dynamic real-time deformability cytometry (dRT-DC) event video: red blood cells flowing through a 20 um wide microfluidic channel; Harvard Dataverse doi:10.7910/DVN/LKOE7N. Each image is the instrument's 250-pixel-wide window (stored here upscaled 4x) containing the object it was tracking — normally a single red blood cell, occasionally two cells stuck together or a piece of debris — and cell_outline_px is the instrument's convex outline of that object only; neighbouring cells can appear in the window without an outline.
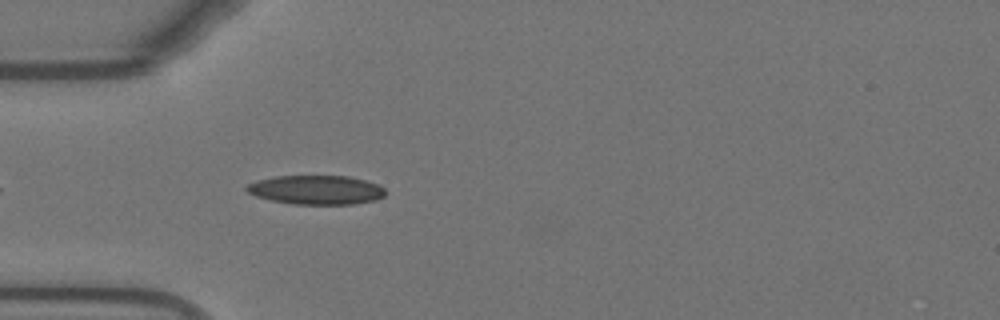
{"species": "Egyptian fruit bat (a non-hibernating species)", "species_latin": "Rousettus aegyptiacus", "temperature_condition": "warm", "stored_images_in_passage": 37, "camera_frame_rate_fps": 3000, "um_per_image_px": 0.085, "animal": {"sex": "female"}, "frame": {"image": 1, "passage_image": 4, "time_ms": 1.0, "image_size_px": [1000, 320], "cell_outline_px": [[388, 192], [384, 196], [376, 200], [352, 204], [292, 204], [272, 200], [256, 196], [248, 192], [244, 188], [248, 184], [256, 180], [276, 176], [348, 176], [380, 184]], "centroid_in_image_um": [26.91, 16.14], "position_along_channel_um": 58.1, "area_um2": 23.64}}
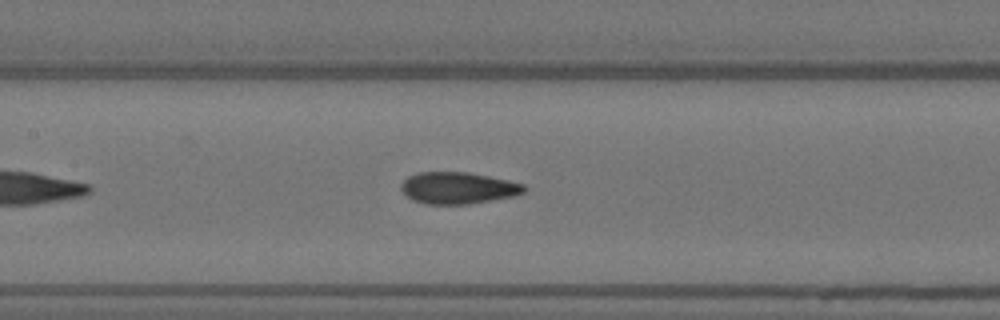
{"frame": {"image": 2, "passage_image": 13, "time_ms": 4.0, "image_size_px": [1000, 320], "cell_outline_px": [[524, 192], [516, 196], [468, 204], [424, 204], [412, 200], [404, 196], [400, 188], [400, 184], [408, 176], [416, 172], [468, 172], [508, 180], [524, 184]], "centroid_in_image_um": [38.88, 15.98], "position_along_channel_um": 168.5, "area_um2": 22.95}}
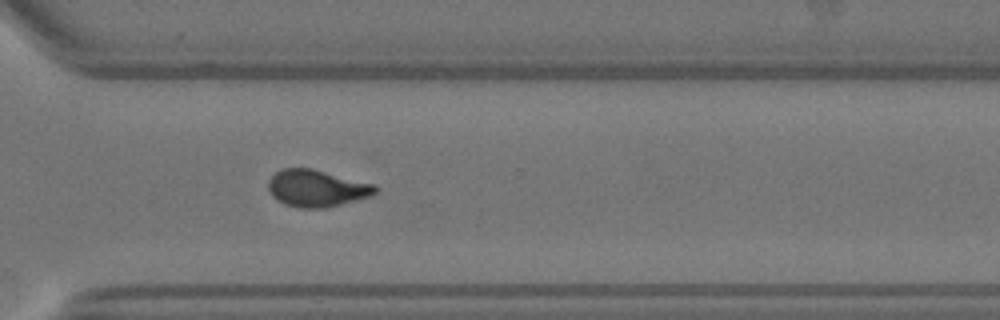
{"frame": {"image": 3, "passage_image": 27, "time_ms": 8.667, "image_size_px": [1000, 320], "cell_outline_px": [[380, 188], [372, 196], [324, 208], [300, 208], [284, 204], [276, 200], [272, 196], [268, 188], [268, 180], [276, 172], [284, 168], [312, 168], [376, 184]], "centroid_in_image_um": [26.94, 16.0], "position_along_channel_um": 343.7, "area_um2": 23.24}, "authors_computed_cell_mechanics": {"area_um2": 23.0622, "velocity_mm_per_s": 3.768, "shape_relaxation_time_tau1_ms": null, "shape_relaxation_time_tau2_ms": 1.2221, "deformation_change_tau1": null, "deformation_change_tau2": 0.0749}}